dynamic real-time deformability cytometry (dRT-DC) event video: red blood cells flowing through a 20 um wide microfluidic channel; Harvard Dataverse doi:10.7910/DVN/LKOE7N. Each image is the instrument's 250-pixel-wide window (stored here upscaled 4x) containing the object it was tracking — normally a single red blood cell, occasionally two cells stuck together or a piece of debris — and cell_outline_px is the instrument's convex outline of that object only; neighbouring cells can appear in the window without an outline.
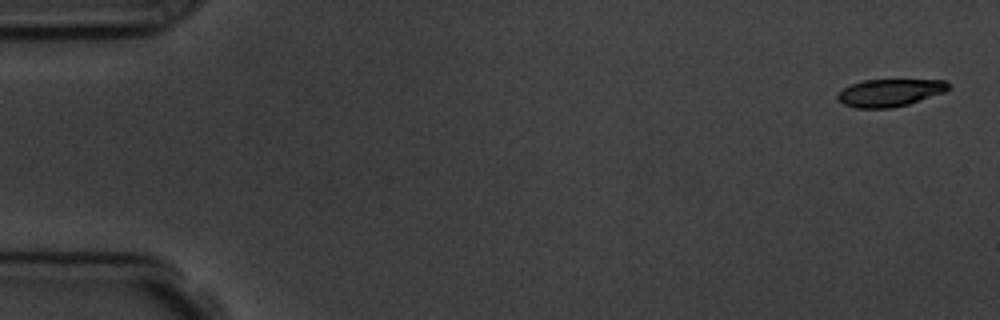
{"species": "common noctule bat (a hibernating species)", "species_latin": "Nyctalus noctula", "temperature_condition": "room temperature", "stored_images_in_passage": 6, "camera_frame_rate_fps": 3000, "um_per_image_px": 0.085, "animal": {"sex": "male", "body_mass_g": 19.5, "forearm_length_mm": 54.6}, "frame": {"image": 1, "passage_image": 1, "time_ms": 0.0, "image_size_px": [1000, 320], "cell_outline_px": [[948, 88], [944, 92], [908, 104], [892, 108], [856, 108], [844, 104], [836, 96], [844, 88], [852, 84], [864, 80], [944, 80], [948, 84]], "centroid_in_image_um": [75.62, 7.88], "position_along_channel_um": 9.4, "area_um2": 17.4}}
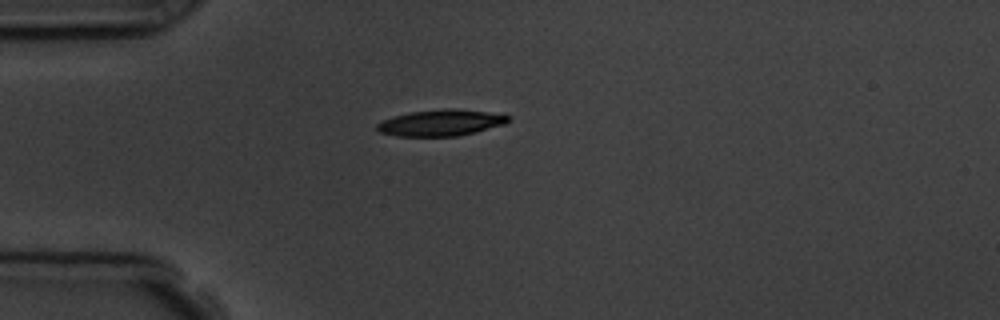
{"frame": {"image": 2, "passage_image": 4, "time_ms": 4.333, "image_size_px": [1000, 320], "cell_outline_px": [[512, 120], [504, 124], [476, 132], [460, 136], [396, 136], [380, 132], [376, 128], [376, 124], [384, 120], [396, 116], [412, 112], [448, 108], [504, 112], [512, 116]], "centroid_in_image_um": [37.62, 10.42], "position_along_channel_um": 47.4, "area_um2": 20.4}}